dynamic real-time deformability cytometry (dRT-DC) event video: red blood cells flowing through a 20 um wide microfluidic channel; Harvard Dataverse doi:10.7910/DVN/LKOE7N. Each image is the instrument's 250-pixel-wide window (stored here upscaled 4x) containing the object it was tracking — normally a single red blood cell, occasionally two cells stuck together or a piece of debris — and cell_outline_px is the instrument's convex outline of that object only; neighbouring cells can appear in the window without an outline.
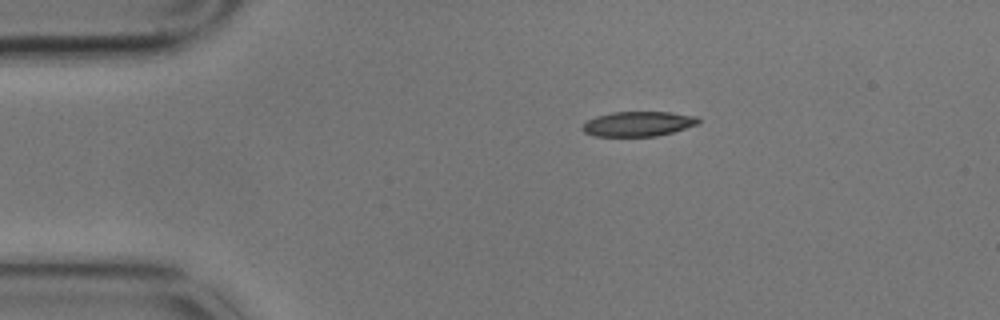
{"species": "common noctule bat (a hibernating species)", "species_latin": "Nyctalus noctula", "temperature_condition": "cold", "stored_images_in_passage": 3, "camera_frame_rate_fps": 3000, "um_per_image_px": 0.085, "animal": {"sex": "male", "body_mass_g": 17.9}, "frame": {"image": 1, "passage_image": 1, "time_ms": 0.0, "image_size_px": [1000, 320], "cell_outline_px": [[700, 120], [696, 124], [672, 132], [656, 136], [592, 136], [584, 132], [580, 128], [588, 120], [596, 116], [612, 112], [672, 112], [696, 116]], "centroid_in_image_um": [54.2, 10.52], "position_along_channel_um": 30.8, "area_um2": 16.7}}
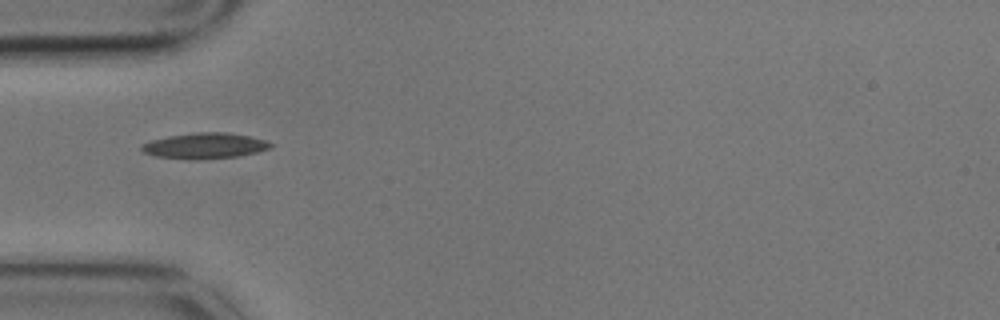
{"frame": {"image": 2, "passage_image": 3, "time_ms": 0.667, "image_size_px": [1000, 320], "cell_outline_px": [[272, 148], [260, 152], [240, 156], [156, 156], [144, 152], [140, 148], [140, 144], [152, 140], [168, 136], [196, 132], [228, 132], [248, 136], [264, 140], [272, 144]], "centroid_in_image_um": [17.47, 12.33], "position_along_channel_um": 67.5, "area_um2": 18.21}}